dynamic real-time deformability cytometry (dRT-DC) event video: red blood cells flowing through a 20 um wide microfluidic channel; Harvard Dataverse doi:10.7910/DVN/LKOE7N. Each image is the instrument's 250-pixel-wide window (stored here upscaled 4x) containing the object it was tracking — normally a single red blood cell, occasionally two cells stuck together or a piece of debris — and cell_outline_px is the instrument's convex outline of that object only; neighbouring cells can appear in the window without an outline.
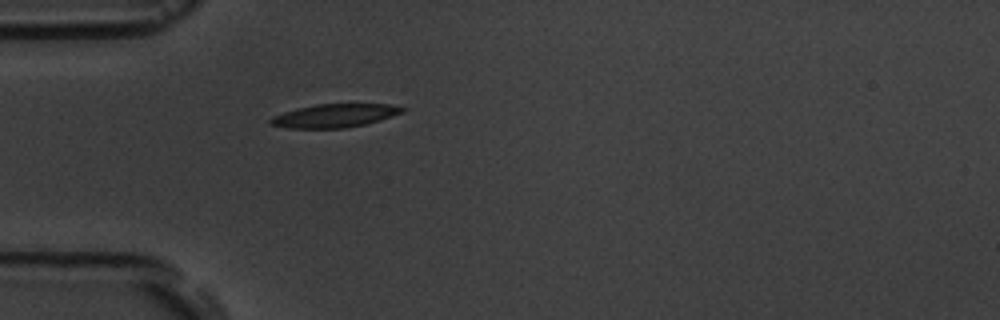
{"species": "common noctule bat (a hibernating species)", "species_latin": "Nyctalus noctula", "temperature_condition": "room temperature", "stored_images_in_passage": 1, "camera_frame_rate_fps": 3000, "um_per_image_px": 0.085, "animal": {"sex": "male", "body_mass_g": 19.5, "forearm_length_mm": 54.6}, "frame": {"image": 1, "passage_image": 1, "time_ms": 0.0, "image_size_px": [1000, 320], "cell_outline_px": [[408, 108], [404, 112], [380, 120], [364, 124], [344, 128], [288, 128], [268, 124], [268, 120], [272, 116], [284, 112], [316, 104], [388, 104]], "centroid_in_image_um": [28.44, 9.83], "position_along_channel_um": 56.6, "area_um2": 17.92}}